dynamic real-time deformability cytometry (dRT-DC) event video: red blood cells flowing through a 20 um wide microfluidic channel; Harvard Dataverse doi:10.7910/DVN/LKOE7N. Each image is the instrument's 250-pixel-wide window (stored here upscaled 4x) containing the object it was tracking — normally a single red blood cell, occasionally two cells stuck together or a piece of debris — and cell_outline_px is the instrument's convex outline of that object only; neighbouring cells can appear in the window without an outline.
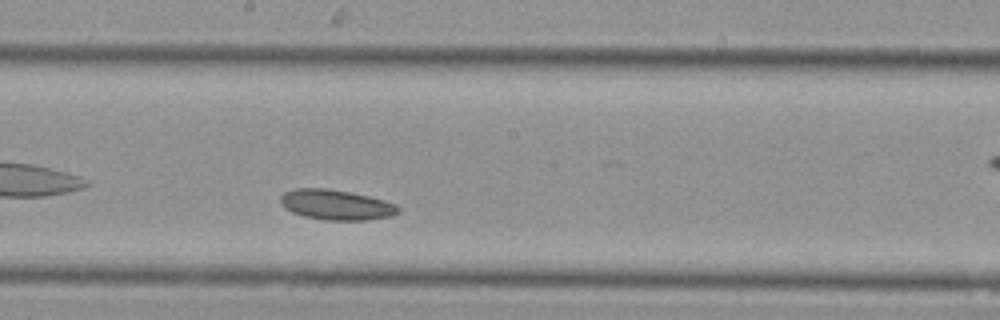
{"species": "Egyptian fruit bat (a non-hibernating species)", "species_latin": "Rousettus aegyptiacus", "temperature_condition": "cold", "stored_images_in_passage": 12, "camera_frame_rate_fps": 3000, "um_per_image_px": 0.085, "animal": {"sex": "female"}, "frame": {"image": 1, "passage_image": 9, "time_ms": 2.667, "image_size_px": [1000, 320], "cell_outline_px": [[400, 212], [392, 216], [368, 220], [324, 220], [304, 216], [292, 212], [284, 208], [280, 204], [280, 196], [284, 192], [296, 188], [324, 188], [348, 192], [368, 196], [384, 200], [396, 204], [400, 208]], "centroid_in_image_um": [28.57, 17.41], "position_along_channel_um": 219.6, "area_um2": 20.81}}